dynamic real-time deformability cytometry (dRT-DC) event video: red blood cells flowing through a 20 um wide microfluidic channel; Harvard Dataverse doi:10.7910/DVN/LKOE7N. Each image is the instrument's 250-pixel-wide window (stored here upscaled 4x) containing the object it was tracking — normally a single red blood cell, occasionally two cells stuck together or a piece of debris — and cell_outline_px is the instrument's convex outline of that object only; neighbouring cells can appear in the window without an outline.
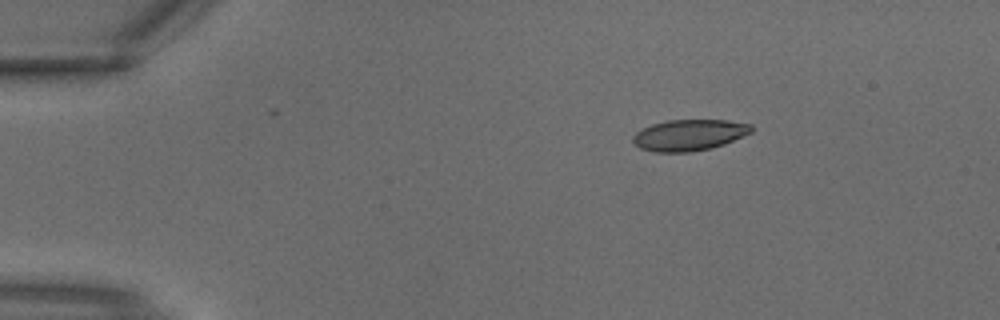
{"species": "common noctule bat (a hibernating species)", "species_latin": "Nyctalus noctula", "temperature_condition": "warm", "stored_images_in_passage": 2, "camera_frame_rate_fps": 3000, "um_per_image_px": 0.085, "animal": {"sex": "male", "body_mass_g": 18.8}, "frame": {"image": 1, "passage_image": 2, "time_ms": 0.333, "image_size_px": [1000, 320], "cell_outline_px": [[752, 132], [724, 144], [712, 148], [688, 152], [656, 152], [640, 148], [632, 140], [632, 136], [636, 132], [652, 124], [668, 120], [728, 120], [752, 124]], "centroid_in_image_um": [58.59, 11.47], "position_along_channel_um": 26.4, "area_um2": 21.44}}